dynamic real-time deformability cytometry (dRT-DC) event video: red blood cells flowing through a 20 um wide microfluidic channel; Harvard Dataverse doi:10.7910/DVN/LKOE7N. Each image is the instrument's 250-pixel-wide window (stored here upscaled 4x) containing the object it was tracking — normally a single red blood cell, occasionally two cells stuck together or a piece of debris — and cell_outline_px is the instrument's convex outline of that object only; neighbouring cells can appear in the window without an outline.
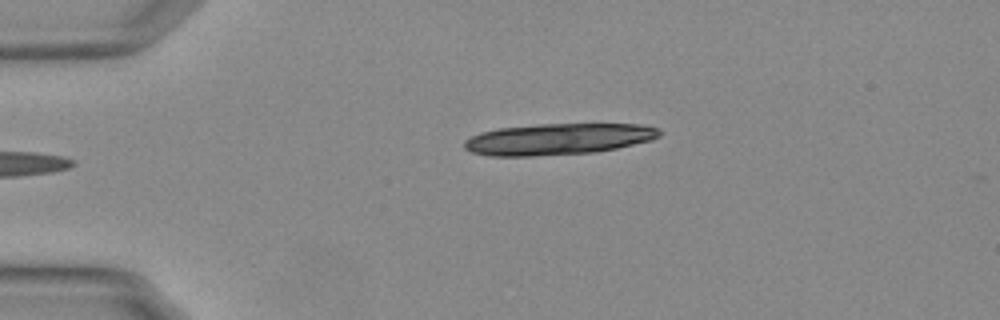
{"species": "Egyptian fruit bat (a non-hibernating species)", "species_latin": "Rousettus aegyptiacus", "temperature_condition": "warm", "stored_images_in_passage": 12, "camera_frame_rate_fps": 3000, "um_per_image_px": 0.085, "animal": {"sex": "female"}, "frame": {"image": 1, "passage_image": 1, "time_ms": 0.0, "image_size_px": [1000, 320], "cell_outline_px": [[660, 136], [652, 140], [616, 148], [596, 152], [532, 156], [488, 156], [472, 152], [464, 148], [464, 140], [480, 132], [500, 128], [540, 124], [640, 124], [656, 128], [660, 132]], "centroid_in_image_um": [47.42, 11.82], "position_along_channel_um": 37.6, "area_um2": 35.55}}